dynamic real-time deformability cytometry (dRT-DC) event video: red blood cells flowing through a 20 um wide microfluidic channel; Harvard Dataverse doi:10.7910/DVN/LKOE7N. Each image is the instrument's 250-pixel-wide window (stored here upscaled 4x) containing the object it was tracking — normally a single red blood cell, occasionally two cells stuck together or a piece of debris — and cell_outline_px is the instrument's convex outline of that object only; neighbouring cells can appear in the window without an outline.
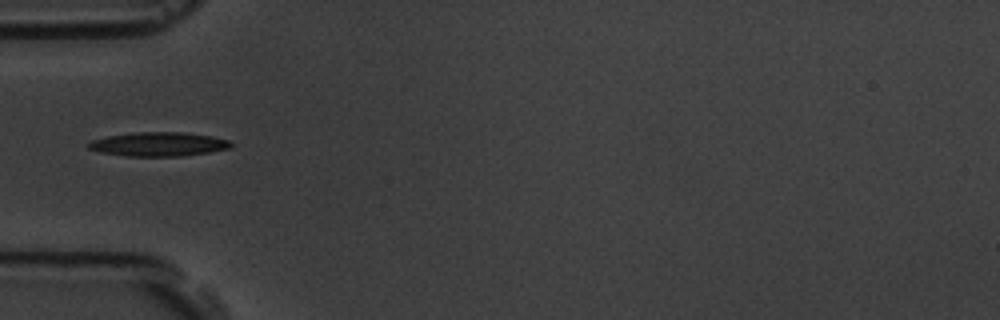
{"species": "common noctule bat (a hibernating species)", "species_latin": "Nyctalus noctula", "temperature_condition": "room temperature", "stored_images_in_passage": 9, "camera_frame_rate_fps": 3000, "um_per_image_px": 0.085, "animal": {"sex": "male", "body_mass_g": 19.5, "forearm_length_mm": 54.6}, "frame": {"image": 1, "passage_image": 1, "time_ms": 0.0, "image_size_px": [1000, 320], "cell_outline_px": [[232, 148], [208, 152], [180, 156], [128, 156], [100, 152], [88, 148], [84, 144], [92, 140], [108, 136], [136, 132], [184, 132], [212, 136], [228, 140], [232, 144]], "centroid_in_image_um": [13.46, 12.25], "position_along_channel_um": 71.5, "area_um2": 19.94}}
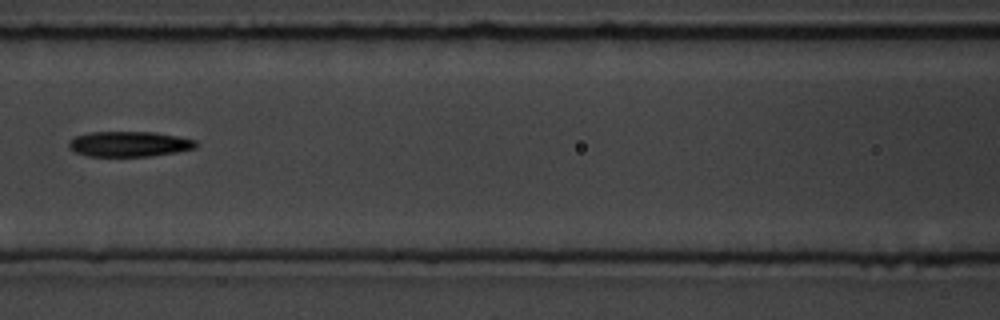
{"frame": {"image": 2, "passage_image": 3, "time_ms": 2.333, "image_size_px": [1000, 320], "cell_outline_px": [[196, 148], [176, 152], [152, 156], [88, 156], [76, 152], [68, 148], [68, 140], [76, 136], [88, 132], [156, 132], [180, 136], [196, 140]], "centroid_in_image_um": [10.98, 12.23], "position_along_channel_um": 155.6, "area_um2": 18.9}}
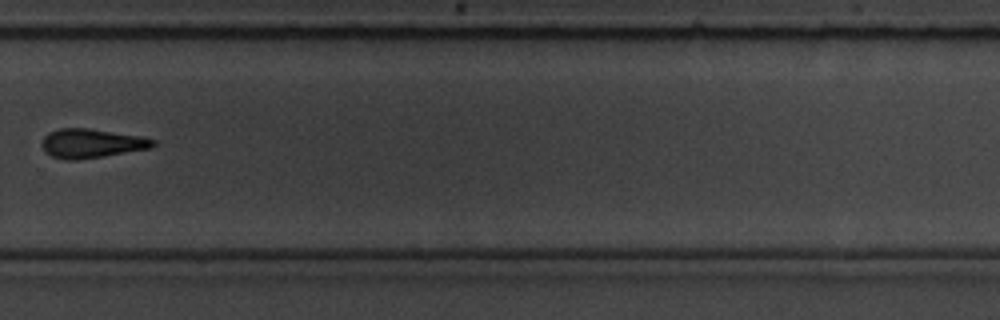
{"frame": {"image": 3, "passage_image": 7, "time_ms": 7.0, "image_size_px": [1000, 320], "cell_outline_px": [[156, 144], [152, 148], [104, 156], [76, 160], [68, 160], [52, 156], [44, 152], [40, 144], [44, 136], [48, 132], [60, 128], [88, 128], [140, 136], [156, 140]], "centroid_in_image_um": [7.76, 12.18], "position_along_channel_um": 322.0, "area_um2": 18.96}}